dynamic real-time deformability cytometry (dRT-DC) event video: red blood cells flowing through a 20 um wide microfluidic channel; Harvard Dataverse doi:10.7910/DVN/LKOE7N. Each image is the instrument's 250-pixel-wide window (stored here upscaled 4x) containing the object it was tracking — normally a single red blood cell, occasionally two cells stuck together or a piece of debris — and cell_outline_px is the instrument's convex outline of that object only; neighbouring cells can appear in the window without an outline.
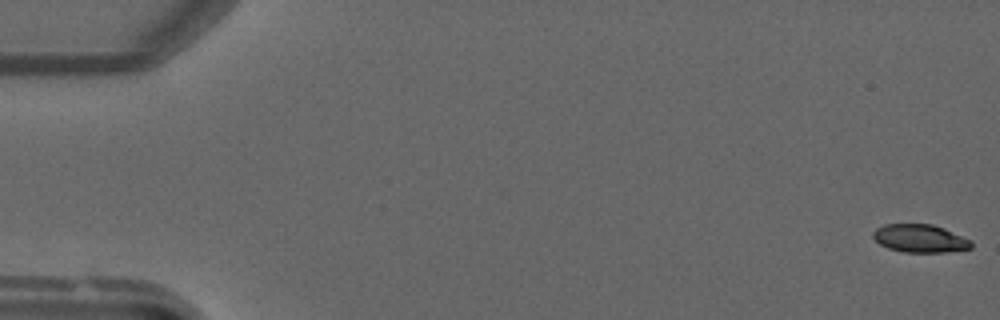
{"species": "common noctule bat (a hibernating species)", "species_latin": "Nyctalus noctula", "temperature_condition": "warm", "stored_images_in_passage": 50, "camera_frame_rate_fps": 3000, "um_per_image_px": 0.085, "animal": {"sex": "male", "forearm_length_mm": 52.5}, "frame": {"image": 1, "passage_image": 1, "time_ms": 0.0, "image_size_px": [1000, 320], "cell_outline_px": [[972, 248], [948, 252], [904, 252], [888, 248], [880, 244], [872, 236], [872, 232], [876, 228], [884, 224], [932, 224], [944, 228], [972, 240]], "centroid_in_image_um": [78.21, 20.26], "position_along_channel_um": 6.8, "area_um2": 16.13}}
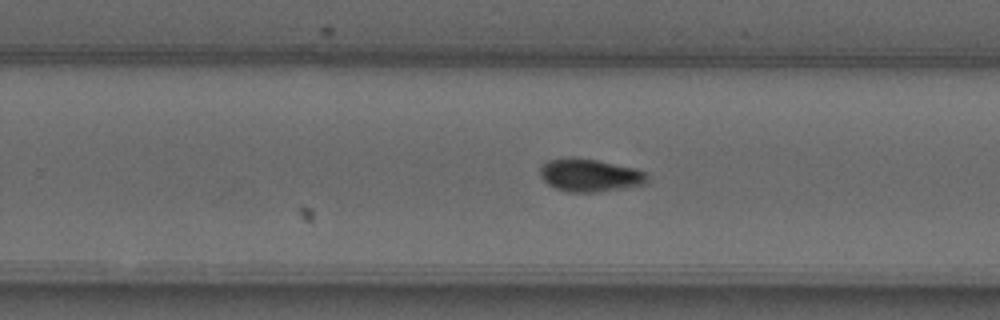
{"frame": {"image": 2, "passage_image": 32, "time_ms": 10.333, "image_size_px": [1000, 320], "cell_outline_px": [[648, 184], [600, 192], [568, 192], [556, 188], [548, 184], [540, 176], [540, 164], [548, 160], [572, 156], [596, 160], [636, 168], [644, 172], [648, 176]], "centroid_in_image_um": [50.13, 14.89], "position_along_channel_um": 279.7, "area_um2": 20.81}}
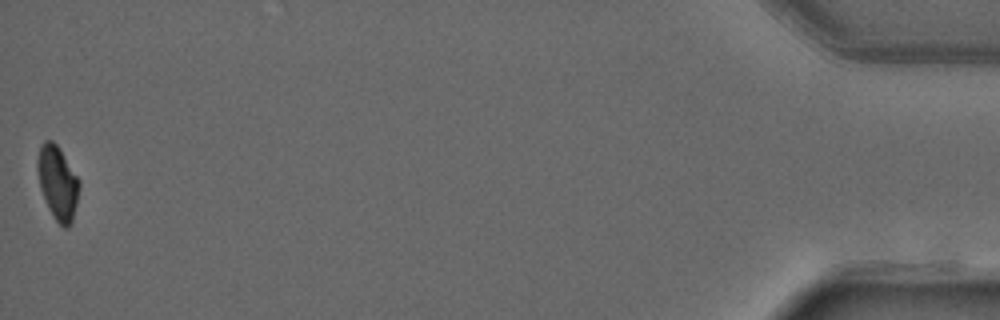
{"frame": {"image": 3, "passage_image": 50, "time_ms": 16.333, "image_size_px": [1000, 320], "cell_outline_px": [[80, 184], [72, 224], [68, 228], [64, 228], [56, 220], [48, 208], [40, 188], [36, 168], [36, 160], [40, 144], [44, 140], [52, 140], [60, 148], [80, 180]], "centroid_in_image_um": [4.89, 15.51], "position_along_channel_um": 430.3, "area_um2": 18.21}}